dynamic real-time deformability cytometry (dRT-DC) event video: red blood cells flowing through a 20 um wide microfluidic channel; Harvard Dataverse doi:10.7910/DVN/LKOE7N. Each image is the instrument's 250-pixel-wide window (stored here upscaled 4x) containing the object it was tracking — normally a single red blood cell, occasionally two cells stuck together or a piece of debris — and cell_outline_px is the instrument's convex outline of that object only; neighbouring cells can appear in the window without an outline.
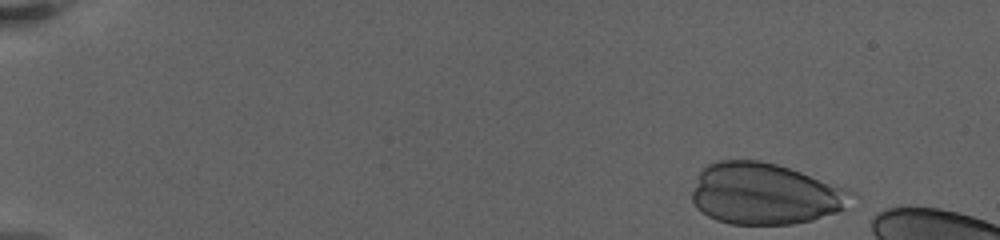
{"species": "human", "species_latin": "Homo sapiens", "temperature_condition": "warm", "stored_images_in_passage": 9, "camera_frame_rate_fps": 3000, "um_per_image_px": 0.085, "donor": {"sex": "female"}, "frame": {"image": 1, "passage_image": 1, "time_ms": 0.0, "image_size_px": [1000, 240], "cell_outline_px": [[844, 208], [836, 212], [812, 220], [792, 224], [728, 224], [716, 220], [708, 216], [696, 208], [692, 200], [692, 192], [700, 172], [708, 164], [716, 160], [760, 160], [776, 164], [800, 172], [840, 188], [844, 192]], "centroid_in_image_um": [64.83, 16.48], "position_along_channel_um": 20.2, "area_um2": 55.55}}